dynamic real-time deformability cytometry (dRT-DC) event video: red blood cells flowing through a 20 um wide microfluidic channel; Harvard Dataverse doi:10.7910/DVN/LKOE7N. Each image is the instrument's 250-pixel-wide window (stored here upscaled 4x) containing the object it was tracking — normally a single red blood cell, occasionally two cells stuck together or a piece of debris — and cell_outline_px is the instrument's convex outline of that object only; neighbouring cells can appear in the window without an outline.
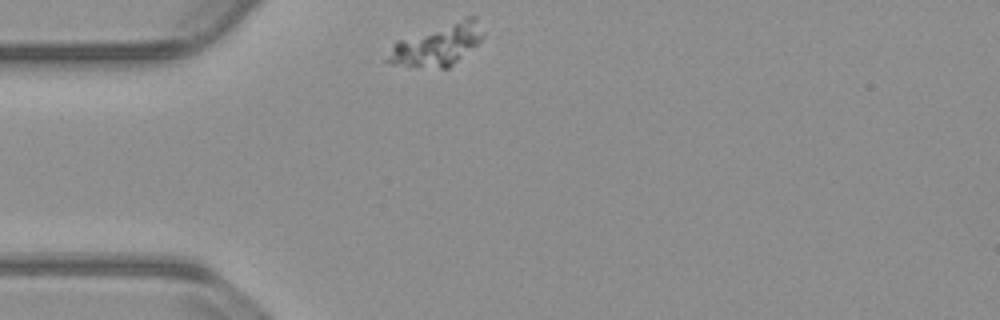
{"species": "common noctule bat (a hibernating species)", "species_latin": "Nyctalus noctula", "temperature_condition": "warm", "stored_images_in_passage": 44, "camera_frame_rate_fps": 3000, "um_per_image_px": 0.085, "animal": {"sex": "male", "body_mass_g": 23.1, "forearm_length_mm": 52.7}, "frame": {"image": 1, "passage_image": 1, "time_ms": 0.0, "image_size_px": [1000, 320], "cell_outline_px": [[484, 36], [476, 44], [448, 68], [408, 68], [388, 64], [384, 60], [392, 44], [396, 40], [468, 16], [476, 16]], "centroid_in_image_um": [37.08, 3.84], "position_along_channel_um": 47.9, "area_um2": 23.41}}
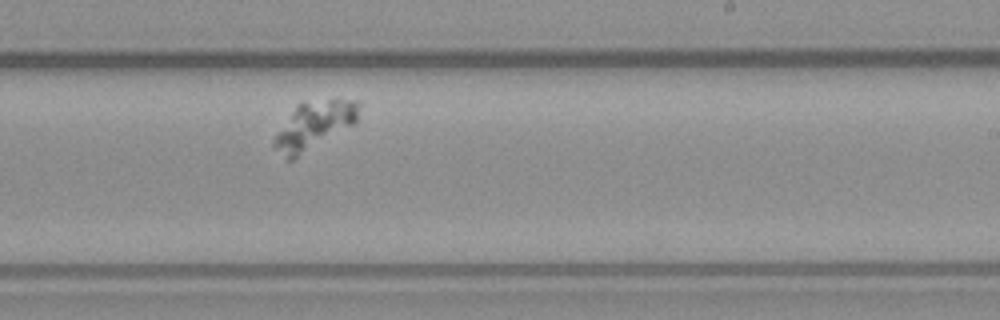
{"frame": {"image": 2, "passage_image": 21, "time_ms": 6.667, "image_size_px": [1000, 320], "cell_outline_px": [[360, 104], [356, 120], [352, 124], [292, 160], [284, 160], [272, 148], [272, 140], [296, 104], [328, 100], [360, 100]], "centroid_in_image_um": [26.62, 10.69], "position_along_channel_um": 262.4, "area_um2": 23.06}}
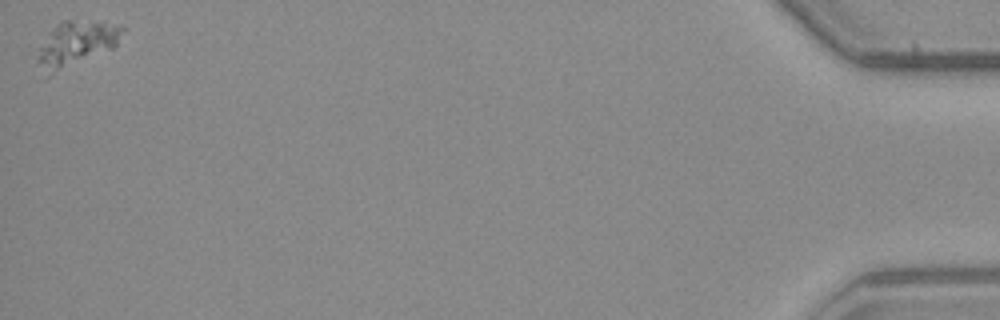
{"frame": {"image": 3, "passage_image": 44, "time_ms": 14.333, "image_size_px": [1000, 320], "cell_outline_px": [[124, 28], [116, 44], [112, 48], [44, 80], [36, 60], [40, 48], [60, 20], [104, 20]], "centroid_in_image_um": [6.43, 3.77], "position_along_channel_um": 428.8, "area_um2": 22.6}}